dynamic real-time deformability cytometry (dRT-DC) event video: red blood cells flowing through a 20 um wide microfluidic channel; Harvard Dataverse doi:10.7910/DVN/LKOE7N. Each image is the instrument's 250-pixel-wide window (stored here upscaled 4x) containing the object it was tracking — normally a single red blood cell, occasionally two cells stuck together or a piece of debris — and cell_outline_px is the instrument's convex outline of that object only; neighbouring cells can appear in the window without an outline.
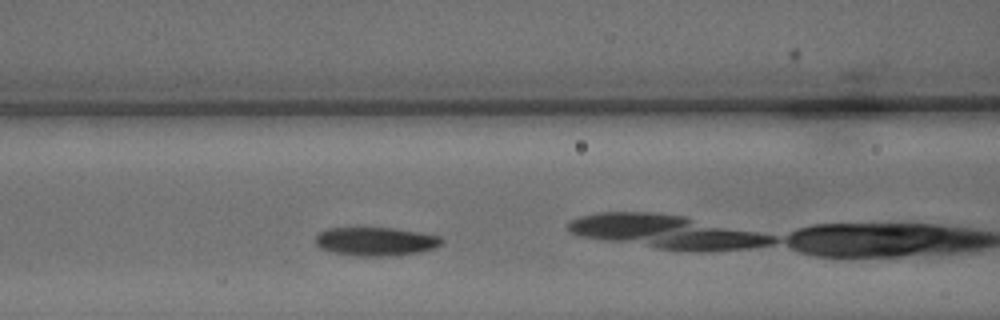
{"species": "common noctule bat (a hibernating species)", "species_latin": "Nyctalus noctula", "temperature_condition": "warm", "stored_images_in_passage": 20, "camera_frame_rate_fps": 3000, "um_per_image_px": 0.085, "animal": {"sex": "male", "body_mass_g": 15.6}, "frame": {"image": 1, "passage_image": 6, "time_ms": 1.667, "image_size_px": [1000, 320], "cell_outline_px": [[444, 244], [436, 248], [420, 252], [388, 256], [352, 256], [332, 252], [320, 248], [316, 244], [316, 236], [320, 232], [328, 228], [392, 228], [440, 236], [444, 240]], "centroid_in_image_um": [31.96, 20.53], "position_along_channel_um": 134.6, "area_um2": 21.1}}